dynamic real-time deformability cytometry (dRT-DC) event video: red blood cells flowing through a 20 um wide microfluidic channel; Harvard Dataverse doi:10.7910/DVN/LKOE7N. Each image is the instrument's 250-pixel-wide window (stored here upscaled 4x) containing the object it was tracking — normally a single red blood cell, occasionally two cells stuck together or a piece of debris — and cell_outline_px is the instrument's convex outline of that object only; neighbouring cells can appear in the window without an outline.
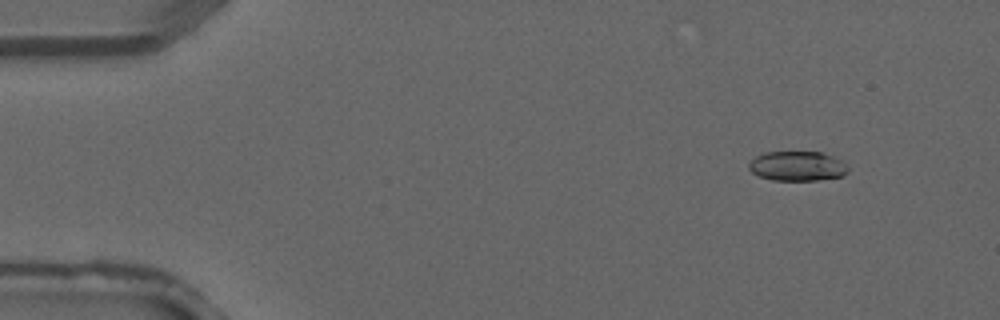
{"species": "common noctule bat (a hibernating species)", "species_latin": "Nyctalus noctula", "temperature_condition": "warm", "stored_images_in_passage": 3, "camera_frame_rate_fps": 3000, "um_per_image_px": 0.085, "animal": {"sex": "male", "forearm_length_mm": 52.5}, "frame": {"image": 1, "passage_image": 1, "time_ms": 0.0, "image_size_px": [1000, 320], "cell_outline_px": [[848, 172], [844, 176], [816, 180], [772, 180], [760, 176], [752, 172], [748, 168], [748, 164], [756, 156], [764, 152], [820, 152], [844, 160], [848, 164]], "centroid_in_image_um": [67.82, 14.11], "position_along_channel_um": 17.2, "area_um2": 17.28}}
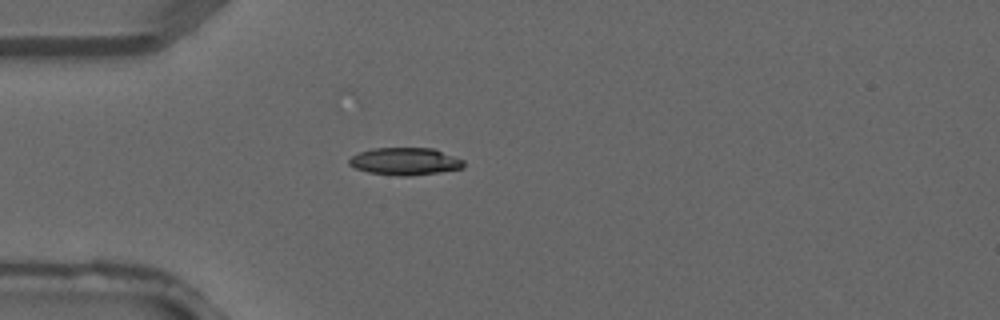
{"frame": {"image": 2, "passage_image": 3, "time_ms": 0.667, "image_size_px": [1000, 320], "cell_outline_px": [[464, 168], [440, 172], [408, 176], [400, 176], [368, 172], [356, 168], [348, 164], [348, 160], [352, 156], [360, 152], [372, 148], [432, 148], [464, 160]], "centroid_in_image_um": [34.43, 13.72], "position_along_channel_um": 50.6, "area_um2": 18.21}}